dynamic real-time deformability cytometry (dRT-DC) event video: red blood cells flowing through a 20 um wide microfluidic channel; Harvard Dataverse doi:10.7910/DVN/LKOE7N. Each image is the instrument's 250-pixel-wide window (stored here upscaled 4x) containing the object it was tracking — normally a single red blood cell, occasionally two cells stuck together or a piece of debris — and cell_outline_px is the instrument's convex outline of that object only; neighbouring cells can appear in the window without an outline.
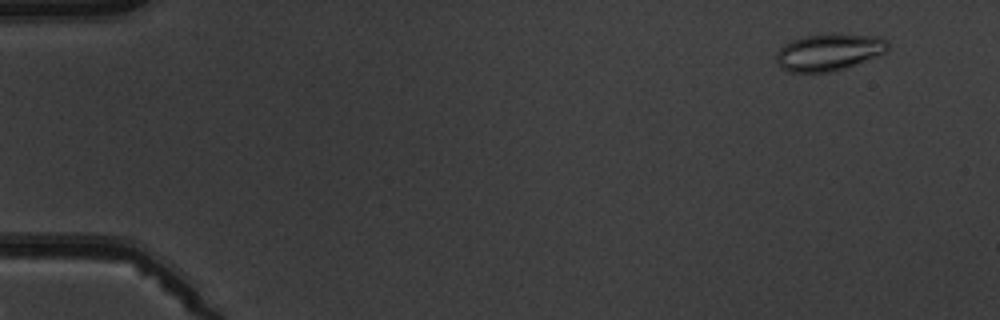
{"species": "common noctule bat (a hibernating species)", "species_latin": "Nyctalus noctula", "temperature_condition": "warm", "stored_images_in_passage": 5, "camera_frame_rate_fps": 3000, "um_per_image_px": 0.085, "animal": {"sex": "male", "body_mass_g": 19.5, "forearm_length_mm": 54.6}, "frame": {"image": 1, "passage_image": 1, "time_ms": 0.0, "image_size_px": [1000, 320], "cell_outline_px": [[888, 48], [880, 56], [832, 72], [788, 72], [780, 68], [776, 60], [776, 52], [784, 44], [792, 40], [804, 36], [836, 32], [880, 36], [888, 40]], "centroid_in_image_um": [70.48, 4.41], "position_along_channel_um": 14.5, "area_um2": 24.62}}
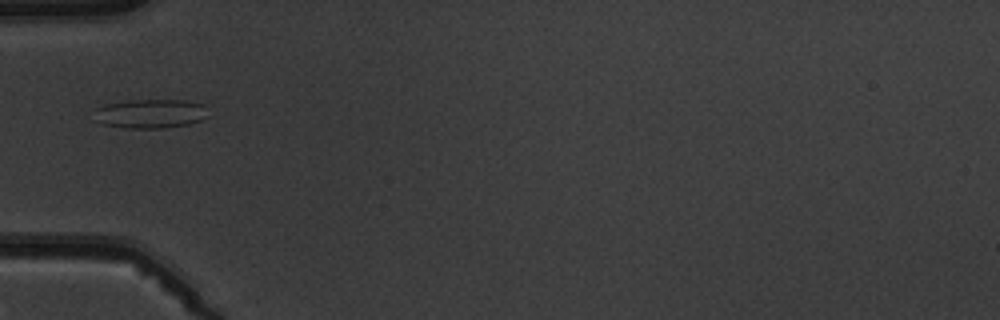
{"frame": {"image": 2, "passage_image": 5, "time_ms": 4.667, "image_size_px": [1000, 320], "cell_outline_px": [[208, 116], [200, 120], [188, 124], [164, 128], [124, 128], [104, 124], [96, 120], [96, 108], [104, 104], [132, 100], [184, 100], [204, 104]], "centroid_in_image_um": [12.8, 9.66], "position_along_channel_um": 72.2, "area_um2": 19.25}}